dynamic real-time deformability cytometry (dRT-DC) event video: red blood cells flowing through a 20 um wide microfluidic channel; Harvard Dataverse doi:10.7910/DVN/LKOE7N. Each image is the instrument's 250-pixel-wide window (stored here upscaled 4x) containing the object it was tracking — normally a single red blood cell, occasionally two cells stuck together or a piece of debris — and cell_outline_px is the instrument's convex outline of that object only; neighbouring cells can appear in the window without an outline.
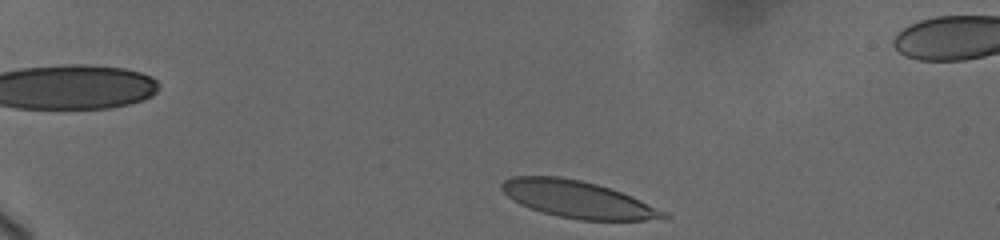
{"species": "human", "species_latin": "Homo sapiens", "temperature_condition": "cold", "stored_images_in_passage": 3, "camera_frame_rate_fps": 3000, "um_per_image_px": 0.085, "donor": {"sex": "female"}, "frame": {"image": 1, "passage_image": 3, "time_ms": 2.333, "image_size_px": [1000, 240], "cell_outline_px": [[672, 216], [644, 220], [580, 220], [560, 216], [528, 208], [512, 200], [500, 188], [500, 184], [504, 180], [512, 176], [560, 176], [580, 180], [596, 184], [632, 196]], "centroid_in_image_um": [49.03, 16.93], "position_along_channel_um": 36.0, "area_um2": 34.45}}